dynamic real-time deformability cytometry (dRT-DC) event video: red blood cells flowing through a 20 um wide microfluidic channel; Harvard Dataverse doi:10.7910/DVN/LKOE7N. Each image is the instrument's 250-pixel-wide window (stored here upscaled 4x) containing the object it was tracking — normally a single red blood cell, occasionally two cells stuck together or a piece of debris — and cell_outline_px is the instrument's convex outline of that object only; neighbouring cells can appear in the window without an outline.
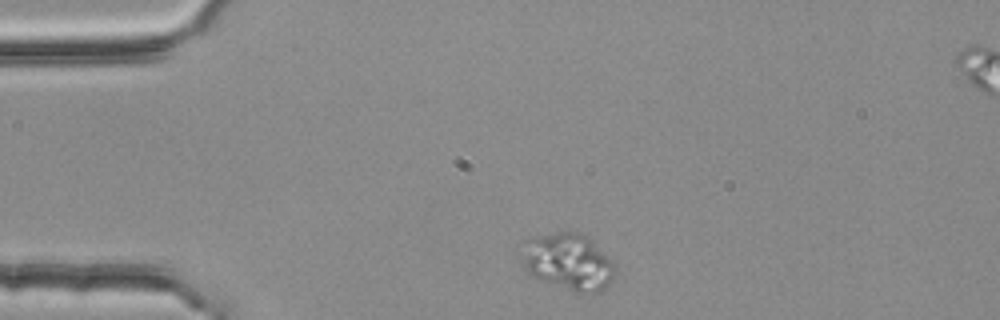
{"species": "common noctule bat (a hibernating species)", "species_latin": "Nyctalus noctula", "temperature_condition": "room temperature", "stored_images_in_passage": 3, "segment_of_instrument_passage": [1, 2], "camera_frame_rate_fps": 3000, "um_per_image_px": 0.085, "animal": {"sex": "female", "body_mass_g": 25.1}, "frame": {"image": 1, "passage_image": 1, "time_ms": 0.0, "image_size_px": [1000, 320], "cell_outline_px": [[616, 280], [600, 292], [576, 292], [532, 276], [520, 264], [516, 256], [524, 240], [532, 236], [556, 232], [580, 232], [612, 260], [616, 272]], "centroid_in_image_um": [48.23, 22.24], "position_along_channel_um": 36.8, "area_um2": 31.44}}